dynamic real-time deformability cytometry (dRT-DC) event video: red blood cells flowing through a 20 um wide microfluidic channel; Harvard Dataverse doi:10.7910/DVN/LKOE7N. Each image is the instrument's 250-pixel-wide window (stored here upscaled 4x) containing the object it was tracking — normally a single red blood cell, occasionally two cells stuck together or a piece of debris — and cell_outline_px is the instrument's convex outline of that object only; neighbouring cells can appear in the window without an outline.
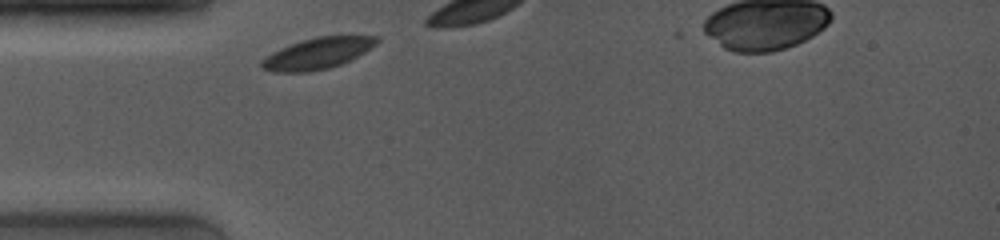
{"species": "common noctule bat (a hibernating species)", "species_latin": "Nyctalus noctula", "temperature_condition": "room temperature", "stored_images_in_passage": 6, "camera_frame_rate_fps": 4000, "um_per_image_px": 0.085, "animal": {"sex": "female", "body_mass_g": 19.0, "forearm_length_mm": 53.3}, "frame": {"image": 1, "passage_image": 1, "time_ms": 0.0, "image_size_px": [1000, 240], "cell_outline_px": [[380, 40], [376, 44], [364, 52], [340, 64], [328, 68], [308, 72], [276, 72], [260, 68], [260, 60], [272, 52], [280, 48], [316, 36], [380, 36]], "centroid_in_image_um": [26.96, 4.54], "position_along_channel_um": 58.0, "area_um2": 20.69}}